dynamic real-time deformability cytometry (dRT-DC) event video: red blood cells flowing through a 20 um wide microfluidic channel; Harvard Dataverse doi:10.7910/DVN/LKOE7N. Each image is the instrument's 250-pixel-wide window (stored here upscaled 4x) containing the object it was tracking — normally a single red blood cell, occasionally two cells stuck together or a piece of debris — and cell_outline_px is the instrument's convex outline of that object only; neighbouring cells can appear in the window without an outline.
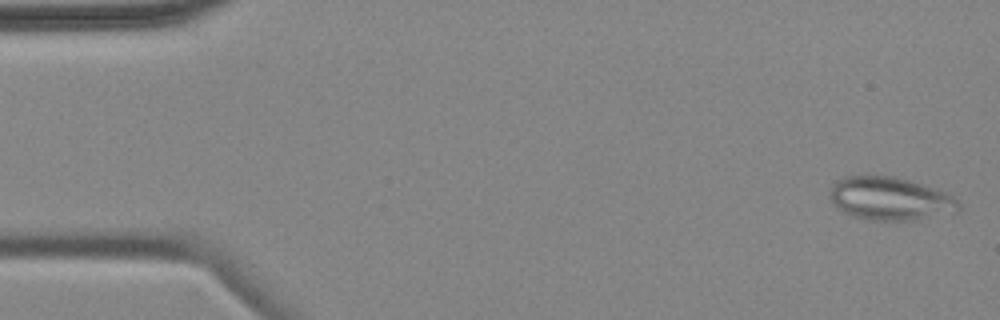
{"species": "common noctule bat (a hibernating species)", "species_latin": "Nyctalus noctula", "temperature_condition": "cold", "stored_images_in_passage": 5, "camera_frame_rate_fps": 3000, "um_per_image_px": 0.085, "animal": {"sex": "female", "body_mass_g": 18.4}, "frame": {"image": 1, "passage_image": 1, "time_ms": 0.0, "image_size_px": [1000, 320], "cell_outline_px": [[960, 208], [956, 212], [912, 220], [872, 220], [852, 216], [844, 212], [832, 200], [832, 184], [836, 180], [844, 176], [896, 176], [944, 192], [952, 196], [960, 204]], "centroid_in_image_um": [75.66, 16.88], "position_along_channel_um": 9.3, "area_um2": 31.79}}